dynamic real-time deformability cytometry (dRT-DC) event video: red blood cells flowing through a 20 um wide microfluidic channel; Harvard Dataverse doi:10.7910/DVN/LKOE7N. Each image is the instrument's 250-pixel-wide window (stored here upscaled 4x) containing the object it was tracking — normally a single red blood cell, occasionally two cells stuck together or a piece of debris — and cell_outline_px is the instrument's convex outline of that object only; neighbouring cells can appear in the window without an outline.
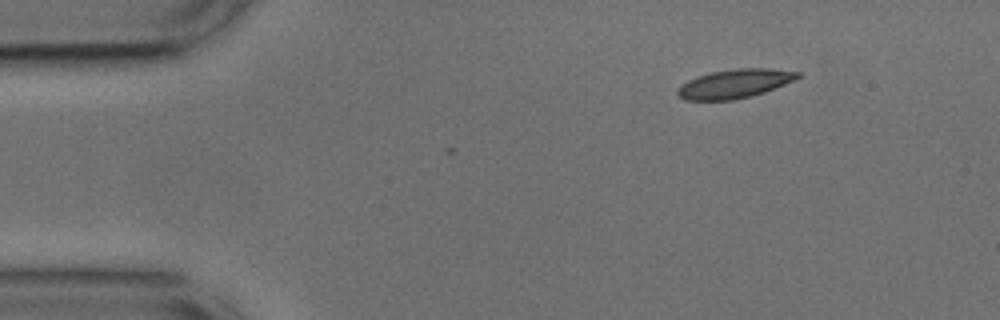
{"species": "common noctule bat (a hibernating species)", "species_latin": "Nyctalus noctula", "temperature_condition": "cold", "stored_images_in_passage": 2, "camera_frame_rate_fps": 3000, "um_per_image_px": 0.085, "animal": {"sex": "male", "body_mass_g": 17.9, "forearm_length_mm": 54.2}, "frame": {"image": 1, "passage_image": 2, "time_ms": 0.333, "image_size_px": [1000, 320], "cell_outline_px": [[804, 76], [796, 80], [764, 92], [732, 100], [684, 100], [676, 92], [680, 84], [696, 76], [712, 72], [736, 68], [768, 68], [800, 72]], "centroid_in_image_um": [62.47, 7.1], "position_along_channel_um": 22.5, "area_um2": 20.29}}